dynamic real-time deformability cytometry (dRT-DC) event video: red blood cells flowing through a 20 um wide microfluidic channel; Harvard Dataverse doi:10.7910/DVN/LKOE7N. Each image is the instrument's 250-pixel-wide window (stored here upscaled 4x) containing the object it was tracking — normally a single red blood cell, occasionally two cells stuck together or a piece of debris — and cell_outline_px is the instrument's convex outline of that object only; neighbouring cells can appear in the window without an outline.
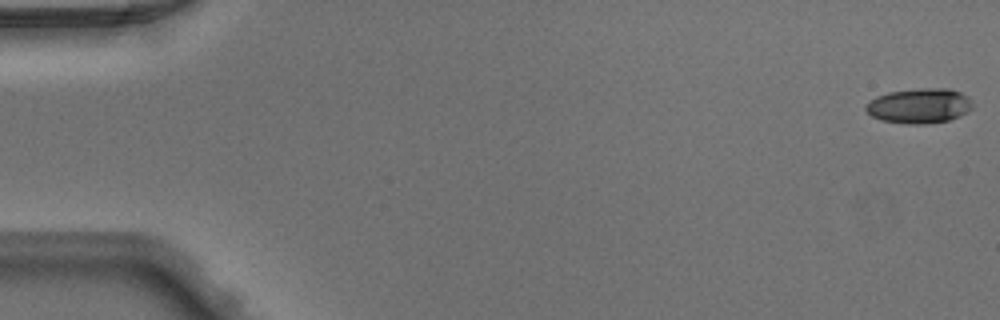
{"species": "Egyptian fruit bat (a non-hibernating species)", "species_latin": "Rousettus aegyptiacus", "temperature_condition": "warm", "stored_images_in_passage": 49, "camera_frame_rate_fps": 3000, "um_per_image_px": 0.085, "animal": {"sex": "male"}, "frame": {"image": 1, "passage_image": 1, "time_ms": 0.0, "image_size_px": [1000, 320], "cell_outline_px": [[972, 108], [968, 112], [960, 116], [948, 120], [924, 124], [904, 124], [880, 120], [872, 116], [864, 108], [868, 100], [876, 96], [888, 92], [920, 88], [948, 88], [960, 92], [968, 96], [972, 100]], "centroid_in_image_um": [78.13, 8.99], "position_along_channel_um": 6.9, "area_um2": 22.02}}
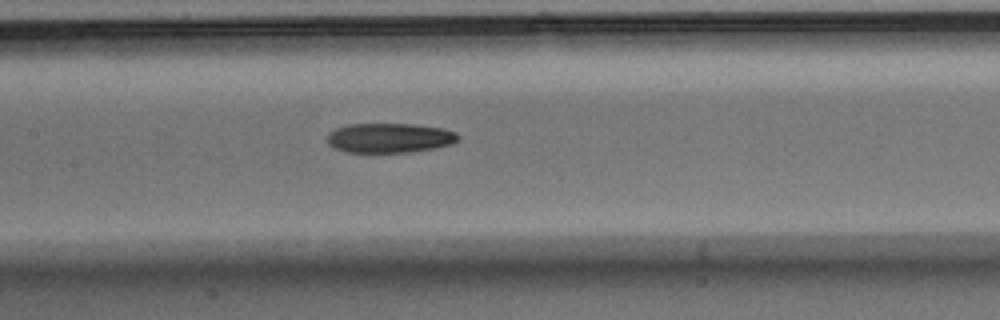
{"frame": {"image": 2, "passage_image": 24, "time_ms": 7.667, "image_size_px": [1000, 320], "cell_outline_px": [[460, 136], [452, 144], [436, 148], [408, 152], [344, 152], [332, 148], [328, 144], [328, 132], [336, 128], [348, 124], [416, 124], [444, 128], [456, 132]], "centroid_in_image_um": [33.1, 11.72], "position_along_channel_um": 174.3, "area_um2": 22.83}}
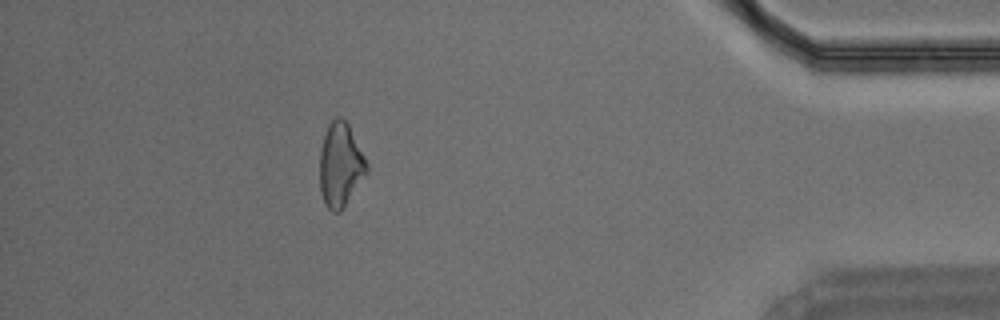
{"frame": {"image": 3, "passage_image": 44, "time_ms": 14.333, "image_size_px": [1000, 320], "cell_outline_px": [[368, 172], [340, 212], [332, 212], [324, 204], [320, 192], [320, 148], [328, 124], [336, 116], [340, 116], [348, 124], [368, 164]], "centroid_in_image_um": [28.92, 14.03], "position_along_channel_um": 406.3, "area_um2": 22.95}}